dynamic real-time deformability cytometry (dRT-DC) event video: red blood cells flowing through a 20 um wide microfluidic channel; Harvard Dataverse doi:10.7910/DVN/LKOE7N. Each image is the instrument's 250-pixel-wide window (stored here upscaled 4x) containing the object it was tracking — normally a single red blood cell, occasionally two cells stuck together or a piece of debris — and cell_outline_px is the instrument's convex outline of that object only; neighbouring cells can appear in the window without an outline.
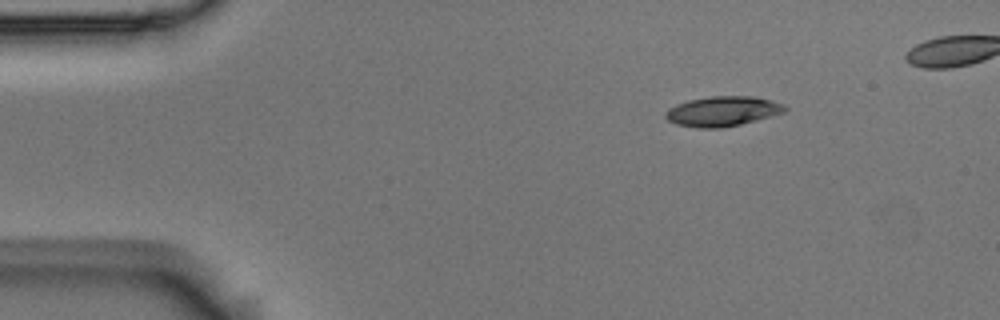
{"species": "Egyptian fruit bat (a non-hibernating species)", "species_latin": "Rousettus aegyptiacus", "temperature_condition": "room temperature", "stored_images_in_passage": 4, "camera_frame_rate_fps": 3000, "um_per_image_px": 0.085, "animal": {"sex": "male"}, "frame": {"image": 1, "passage_image": 1, "time_ms": 0.0, "image_size_px": [1000, 320], "cell_outline_px": [[788, 108], [784, 112], [756, 120], [740, 124], [720, 128], [696, 128], [676, 124], [668, 120], [664, 116], [664, 112], [668, 108], [676, 104], [688, 100], [712, 96], [756, 96], [772, 100], [784, 104]], "centroid_in_image_um": [61.4, 9.45], "position_along_channel_um": 23.6, "area_um2": 20.92}}